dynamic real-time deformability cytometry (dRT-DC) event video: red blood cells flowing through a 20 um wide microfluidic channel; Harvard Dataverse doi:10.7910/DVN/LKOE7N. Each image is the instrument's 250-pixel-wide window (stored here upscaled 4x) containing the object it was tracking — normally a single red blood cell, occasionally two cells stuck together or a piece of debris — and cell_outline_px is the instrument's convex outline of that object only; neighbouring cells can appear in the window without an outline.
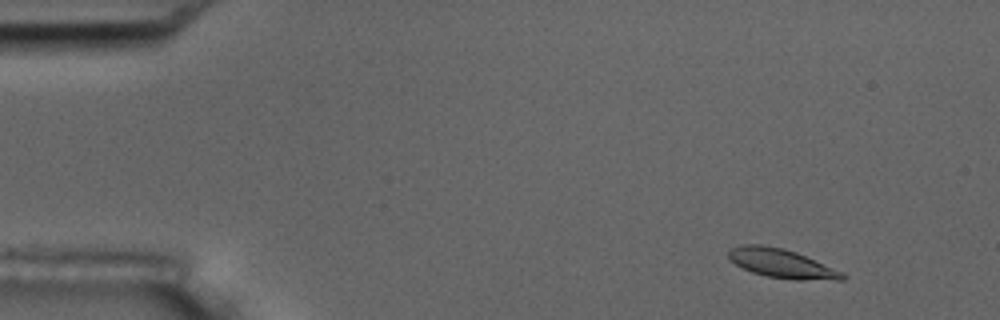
{"species": "common noctule bat (a hibernating species)", "species_latin": "Nyctalus noctula", "temperature_condition": "room temperature", "stored_images_in_passage": 4, "camera_frame_rate_fps": 3000, "um_per_image_px": 0.085, "animal": {"sex": "male", "body_mass_g": 17.5, "forearm_length_mm": 52.3}, "frame": {"image": 1, "passage_image": 1, "time_ms": 0.0, "image_size_px": [1000, 320], "cell_outline_px": [[848, 276], [844, 280], [792, 280], [768, 276], [752, 272], [736, 264], [728, 256], [728, 252], [732, 248], [744, 244], [760, 244], [784, 248], [796, 252], [844, 272]], "centroid_in_image_um": [66.5, 22.4], "position_along_channel_um": 18.5, "area_um2": 19.25}}
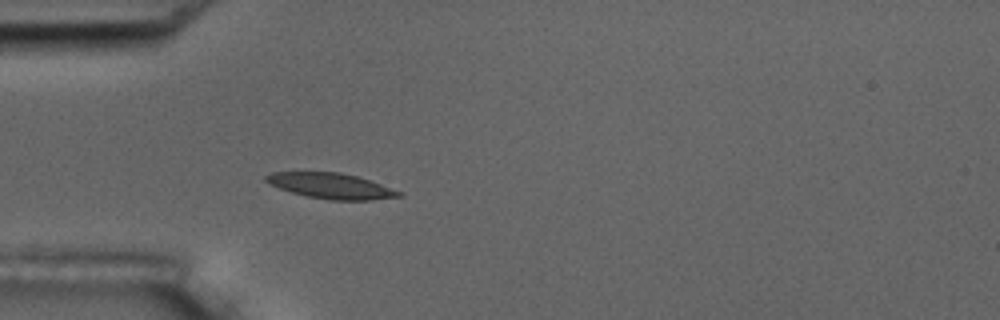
{"frame": {"image": 2, "passage_image": 4, "time_ms": 3.667, "image_size_px": [1000, 320], "cell_outline_px": [[404, 196], [368, 200], [328, 200], [308, 196], [292, 192], [280, 188], [264, 180], [264, 176], [272, 172], [340, 172], [356, 176], [404, 192]], "centroid_in_image_um": [28.16, 15.8], "position_along_channel_um": 56.8, "area_um2": 19.59}}